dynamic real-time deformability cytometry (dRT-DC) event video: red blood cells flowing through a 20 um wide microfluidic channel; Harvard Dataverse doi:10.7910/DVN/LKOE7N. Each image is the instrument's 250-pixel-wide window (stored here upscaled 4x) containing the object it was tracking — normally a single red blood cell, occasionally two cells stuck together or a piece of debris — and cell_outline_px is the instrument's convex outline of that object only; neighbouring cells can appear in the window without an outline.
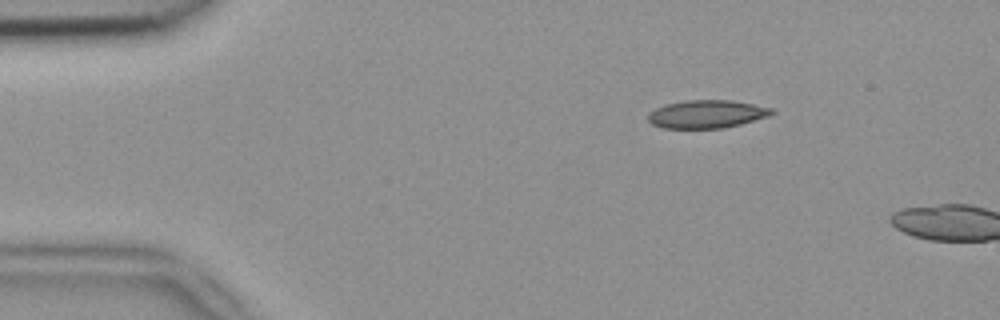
{"species": "common noctule bat (a hibernating species)", "species_latin": "Nyctalus noctula", "temperature_condition": "room temperature", "stored_images_in_passage": 2, "camera_frame_rate_fps": 3000, "um_per_image_px": 0.085, "animal": {"sex": "female", "body_mass_g": 18.4}, "frame": {"image": 1, "passage_image": 1, "time_ms": 0.0, "image_size_px": [1000, 320], "cell_outline_px": [[776, 112], [768, 116], [740, 124], [724, 128], [664, 128], [652, 124], [648, 120], [648, 116], [656, 108], [668, 104], [684, 100], [732, 100], [772, 108]], "centroid_in_image_um": [60.1, 9.7], "position_along_channel_um": 24.9, "area_um2": 20.0}}